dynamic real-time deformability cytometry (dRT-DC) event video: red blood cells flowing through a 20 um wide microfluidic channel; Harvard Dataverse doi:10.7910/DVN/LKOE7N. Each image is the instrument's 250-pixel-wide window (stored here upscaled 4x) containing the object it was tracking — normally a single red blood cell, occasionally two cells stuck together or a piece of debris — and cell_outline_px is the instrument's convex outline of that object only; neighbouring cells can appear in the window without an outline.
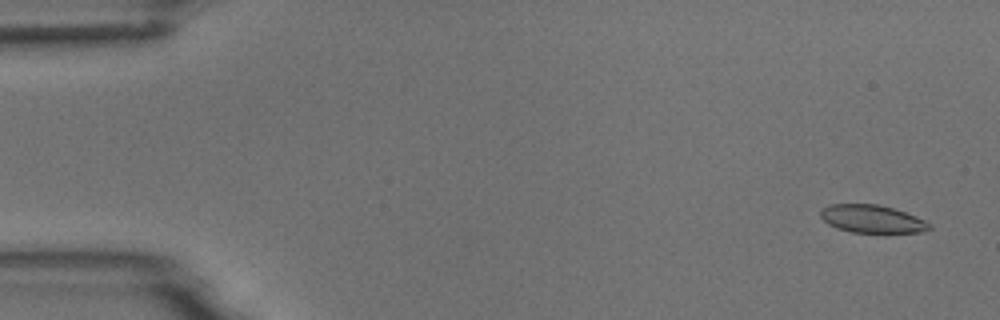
{"species": "common noctule bat (a hibernating species)", "species_latin": "Nyctalus noctula", "temperature_condition": "room temperature", "stored_images_in_passage": 5, "camera_frame_rate_fps": 3000, "um_per_image_px": 0.085, "animal": {"sex": "male", "body_mass_g": 18.8}, "frame": {"image": 1, "passage_image": 1, "time_ms": 0.0, "image_size_px": [1000, 320], "cell_outline_px": [[932, 228], [924, 232], [852, 232], [836, 228], [828, 224], [820, 216], [820, 208], [828, 204], [876, 204], [892, 208], [916, 216], [932, 224]], "centroid_in_image_um": [74.1, 18.6], "position_along_channel_um": 10.9, "area_um2": 17.69}}
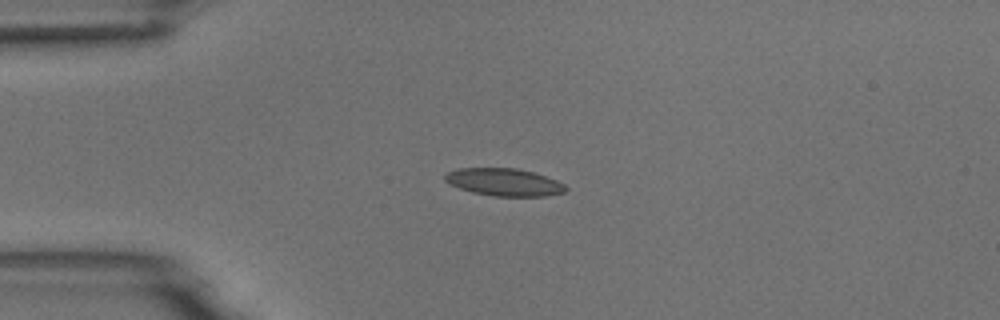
{"frame": {"image": 2, "passage_image": 4, "time_ms": 3.667, "image_size_px": [1000, 320], "cell_outline_px": [[568, 188], [564, 192], [544, 196], [492, 196], [472, 192], [448, 184], [444, 180], [444, 176], [448, 172], [456, 168], [516, 168], [532, 172], [556, 180], [564, 184]], "centroid_in_image_um": [42.81, 15.48], "position_along_channel_um": 42.2, "area_um2": 19.31}}